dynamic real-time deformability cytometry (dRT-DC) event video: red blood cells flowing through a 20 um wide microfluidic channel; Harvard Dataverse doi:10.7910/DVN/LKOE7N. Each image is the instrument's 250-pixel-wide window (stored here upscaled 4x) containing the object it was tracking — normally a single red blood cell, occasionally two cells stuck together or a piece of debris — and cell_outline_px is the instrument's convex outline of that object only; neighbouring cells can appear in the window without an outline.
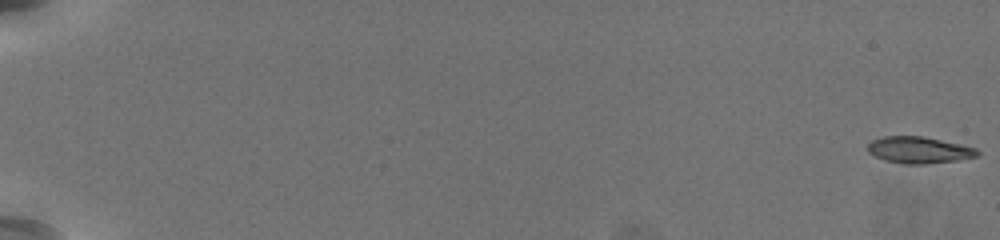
{"species": "common noctule bat (a hibernating species)", "species_latin": "Nyctalus noctula", "temperature_condition": "warm", "stored_images_in_passage": 60, "camera_frame_rate_fps": 3000, "um_per_image_px": 0.085, "animal": {"sex": "female", "body_mass_g": 19.5, "forearm_length_mm": 54.1}, "frame": {"image": 1, "passage_image": 1, "time_ms": 0.0, "image_size_px": [1000, 240], "cell_outline_px": [[980, 152], [976, 156], [956, 160], [924, 164], [904, 164], [884, 160], [868, 152], [868, 144], [872, 140], [884, 136], [924, 136], [960, 144], [976, 148]], "centroid_in_image_um": [78.1, 12.74], "position_along_channel_um": 6.9, "area_um2": 16.88}}
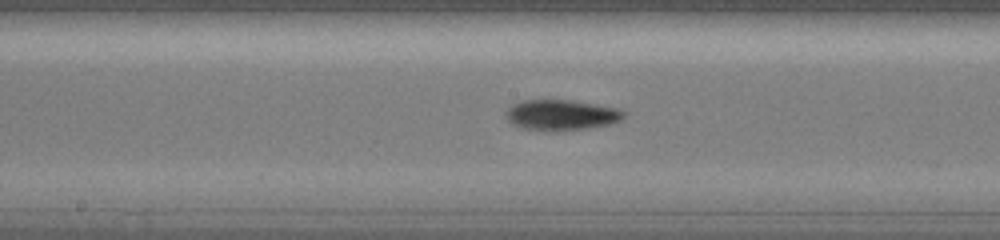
{"frame": {"image": 2, "passage_image": 35, "time_ms": 11.333, "image_size_px": [1000, 240], "cell_outline_px": [[628, 112], [620, 120], [608, 124], [588, 128], [556, 132], [548, 132], [524, 128], [512, 124], [504, 116], [504, 112], [512, 104], [524, 100], [572, 100], [616, 108]], "centroid_in_image_um": [47.67, 9.78], "position_along_channel_um": 200.5, "area_um2": 21.21}}
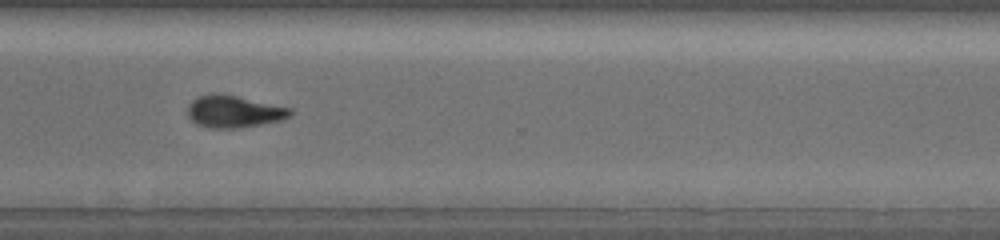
{"frame": {"image": 3, "passage_image": 47, "time_ms": 15.333, "image_size_px": [1000, 240], "cell_outline_px": [[292, 116], [284, 120], [236, 128], [208, 128], [196, 124], [188, 116], [188, 104], [196, 96], [236, 96], [292, 108]], "centroid_in_image_um": [19.92, 9.52], "position_along_channel_um": 350.7, "area_um2": 18.79}, "authors_computed_cell_mechanics": {"area_um2": 18.4382, "velocity_mm_per_s": 3.7658, "shape_relaxation_time_tau1_ms": 3.6022, "shape_relaxation_time_tau2_ms": null, "deformation_change_tau1": 0.1606, "deformation_change_tau2": null}}